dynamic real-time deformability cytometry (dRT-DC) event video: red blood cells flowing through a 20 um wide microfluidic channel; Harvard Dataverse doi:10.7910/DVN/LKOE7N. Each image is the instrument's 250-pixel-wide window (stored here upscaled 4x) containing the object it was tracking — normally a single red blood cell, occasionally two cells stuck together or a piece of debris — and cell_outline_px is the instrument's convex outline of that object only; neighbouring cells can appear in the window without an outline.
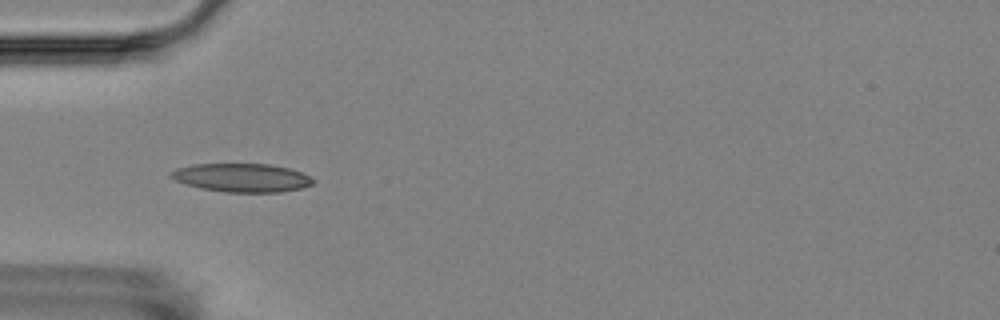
{"species": "Egyptian fruit bat (a non-hibernating species)", "species_latin": "Rousettus aegyptiacus", "temperature_condition": "room temperature", "stored_images_in_passage": 7, "camera_frame_rate_fps": 3000, "um_per_image_px": 0.085, "animal": {"sex": "female"}, "frame": {"image": 1, "passage_image": 6, "time_ms": 5.667, "image_size_px": [1000, 320], "cell_outline_px": [[316, 180], [312, 184], [300, 188], [280, 192], [224, 192], [200, 188], [176, 180], [168, 176], [168, 172], [176, 168], [192, 164], [268, 164], [288, 168], [300, 172]], "centroid_in_image_um": [20.51, 15.1], "position_along_channel_um": 64.5, "area_um2": 23.52}}